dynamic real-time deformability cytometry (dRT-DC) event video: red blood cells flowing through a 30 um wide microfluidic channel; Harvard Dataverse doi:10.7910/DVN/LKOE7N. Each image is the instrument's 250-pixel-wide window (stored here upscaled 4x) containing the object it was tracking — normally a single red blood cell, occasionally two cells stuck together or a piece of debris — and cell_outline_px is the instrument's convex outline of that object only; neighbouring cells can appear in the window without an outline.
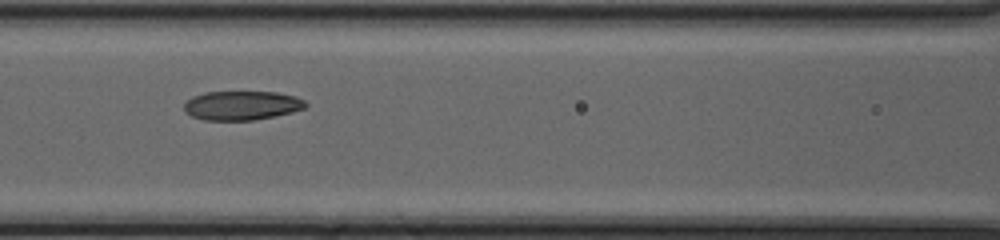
{"species": "common noctule bat (a hibernating species)", "species_latin": "Nyctalus noctula", "temperature_condition": "cold", "stored_images_in_passage": 32, "camera_frame_rate_fps": 3000, "um_per_image_px": 0.085, "animal": {"sex": "female", "body_mass_g": 20.0, "forearm_length_mm": 54.0}, "frame": {"image": 1, "passage_image": 6, "time_ms": 1.667, "image_size_px": [1000, 240], "cell_outline_px": [[308, 104], [304, 108], [292, 112], [276, 116], [256, 120], [204, 120], [192, 116], [184, 112], [184, 104], [192, 96], [204, 92], [276, 92], [296, 96], [304, 100]], "centroid_in_image_um": [20.55, 8.96], "position_along_channel_um": 146.0, "area_um2": 20.75}}
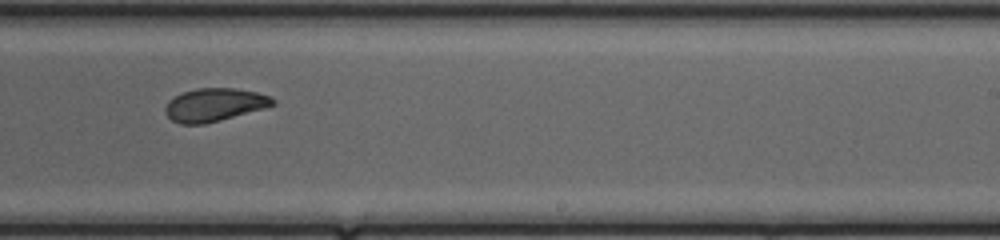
{"frame": {"image": 2, "passage_image": 15, "time_ms": 4.667, "image_size_px": [1000, 240], "cell_outline_px": [[276, 104], [264, 108], [220, 120], [204, 124], [180, 124], [172, 120], [164, 112], [164, 108], [168, 100], [184, 92], [196, 88], [236, 88], [256, 92], [268, 96], [276, 100]], "centroid_in_image_um": [18.21, 8.91], "position_along_channel_um": 270.8, "area_um2": 20.63}}
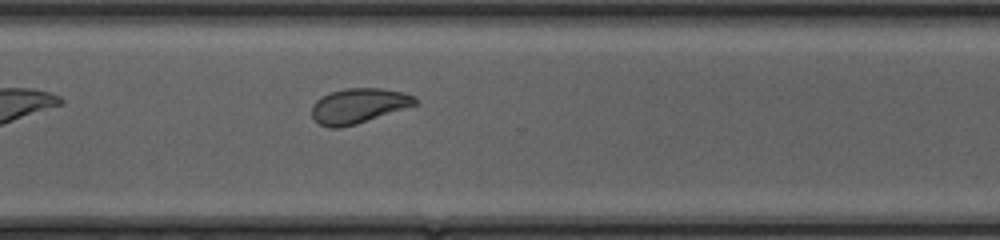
{"frame": {"image": 3, "passage_image": 20, "time_ms": 6.333, "image_size_px": [1000, 240], "cell_outline_px": [[416, 104], [356, 124], [340, 128], [328, 128], [320, 124], [312, 116], [312, 104], [320, 96], [344, 88], [384, 88], [404, 92], [412, 96], [416, 100]], "centroid_in_image_um": [30.42, 8.98], "position_along_channel_um": 340.2, "area_um2": 20.87}, "authors_computed_cell_mechanics": {"area_um2": 21.5305, "velocity_mm_per_s": 4.175, "shape_relaxation_time_tau1_ms": 6.5153, "shape_relaxation_time_tau2_ms": 2.2678, "deformation_change_tau1": 0.1831, "deformation_change_tau2": 0.0673}}